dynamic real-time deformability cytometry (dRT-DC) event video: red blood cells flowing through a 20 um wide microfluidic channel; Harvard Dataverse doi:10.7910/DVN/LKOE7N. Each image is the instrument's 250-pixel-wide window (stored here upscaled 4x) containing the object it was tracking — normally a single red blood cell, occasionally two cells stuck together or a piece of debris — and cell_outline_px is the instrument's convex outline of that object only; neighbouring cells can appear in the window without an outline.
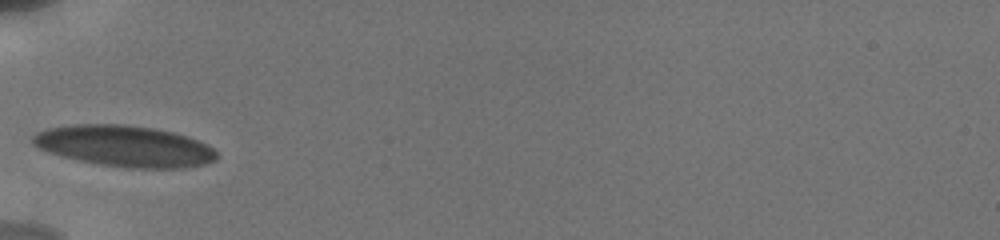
{"species": "human", "species_latin": "Homo sapiens", "temperature_condition": "cold", "stored_images_in_passage": 3, "camera_frame_rate_fps": 3000, "um_per_image_px": 0.085, "donor": {"sex": "male"}, "frame": {"image": 1, "passage_image": 1, "time_ms": 0.0, "image_size_px": [1000, 240], "cell_outline_px": [[216, 160], [204, 164], [184, 168], [128, 168], [100, 164], [80, 160], [48, 152], [32, 144], [32, 136], [36, 132], [48, 128], [76, 124], [124, 124], [156, 128], [188, 136], [208, 144], [216, 152]], "centroid_in_image_um": [10.61, 12.41], "position_along_channel_um": 74.4, "area_um2": 44.1}}